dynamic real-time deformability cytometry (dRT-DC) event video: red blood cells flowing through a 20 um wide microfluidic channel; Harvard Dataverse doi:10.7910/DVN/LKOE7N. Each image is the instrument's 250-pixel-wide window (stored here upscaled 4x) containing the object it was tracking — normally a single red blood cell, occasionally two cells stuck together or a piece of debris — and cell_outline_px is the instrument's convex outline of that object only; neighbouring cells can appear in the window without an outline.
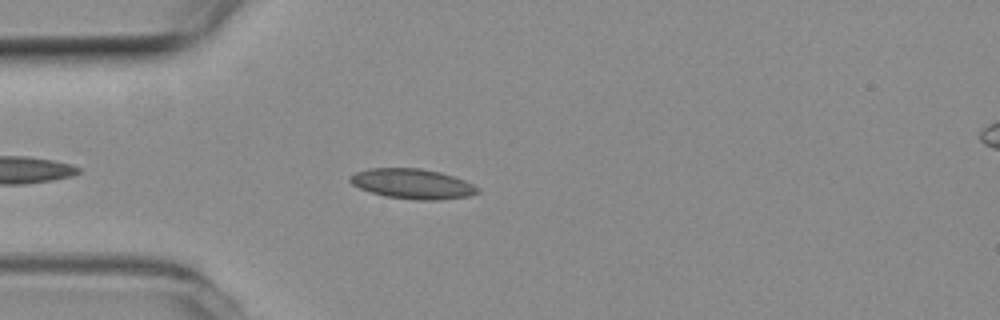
{"species": "common noctule bat (a hibernating species)", "species_latin": "Nyctalus noctula", "temperature_condition": "room temperature", "stored_images_in_passage": 5, "camera_frame_rate_fps": 3000, "um_per_image_px": 0.085, "animal": {"sex": "female", "body_mass_g": 19.3, "forearm_length_mm": 54.1}, "frame": {"image": 1, "passage_image": 4, "time_ms": 1.0, "image_size_px": [1000, 320], "cell_outline_px": [[480, 192], [468, 196], [440, 200], [416, 200], [384, 196], [360, 188], [352, 184], [348, 180], [348, 176], [356, 172], [368, 168], [420, 168], [440, 172], [464, 180], [480, 188]], "centroid_in_image_um": [35.05, 15.62], "position_along_channel_um": 50.0, "area_um2": 22.37}}